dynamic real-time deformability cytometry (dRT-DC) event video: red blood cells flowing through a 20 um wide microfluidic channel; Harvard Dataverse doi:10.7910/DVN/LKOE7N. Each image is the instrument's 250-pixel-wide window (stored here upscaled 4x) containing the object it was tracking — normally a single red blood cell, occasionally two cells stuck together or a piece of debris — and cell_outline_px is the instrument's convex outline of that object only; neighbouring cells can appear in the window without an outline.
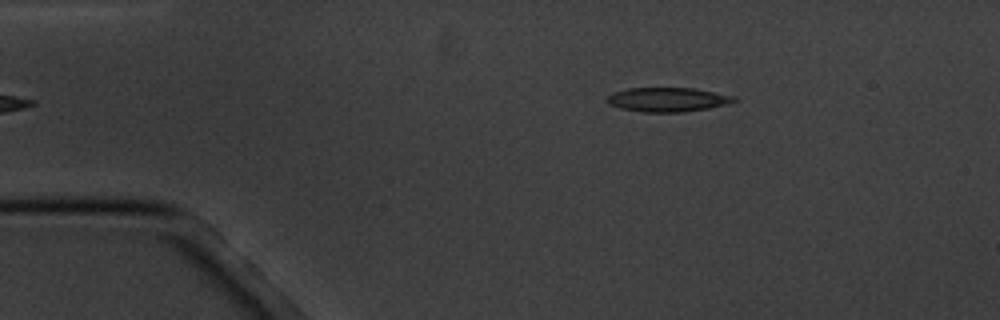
{"species": "common noctule bat (a hibernating species)", "species_latin": "Nyctalus noctula", "temperature_condition": "cold", "stored_images_in_passage": 4, "camera_frame_rate_fps": 3000, "um_per_image_px": 0.085, "animal": {"sex": "male", "body_mass_g": 20.1, "forearm_length_mm": 53.5}, "frame": {"image": 1, "passage_image": 4, "time_ms": 4.333, "image_size_px": [1000, 320], "cell_outline_px": [[740, 100], [728, 104], [708, 108], [684, 112], [644, 112], [620, 108], [608, 104], [608, 96], [612, 92], [628, 88], [692, 88], [736, 96]], "centroid_in_image_um": [56.78, 8.46], "position_along_channel_um": 28.2, "area_um2": 17.98}}